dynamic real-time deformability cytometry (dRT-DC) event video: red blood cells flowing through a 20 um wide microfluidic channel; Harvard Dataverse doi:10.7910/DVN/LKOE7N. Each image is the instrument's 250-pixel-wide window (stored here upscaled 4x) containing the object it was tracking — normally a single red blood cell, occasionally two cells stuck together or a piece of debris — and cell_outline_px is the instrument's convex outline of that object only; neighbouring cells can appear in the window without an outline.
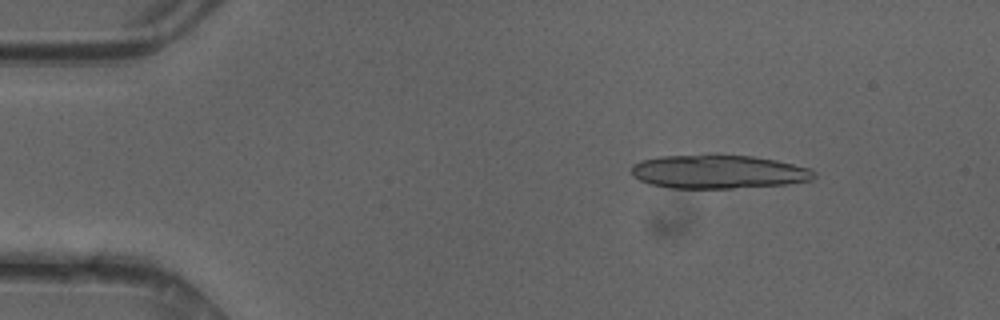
{"species": "common noctule bat (a hibernating species)", "species_latin": "Nyctalus noctula", "temperature_condition": "cold", "stored_images_in_passage": 43, "camera_frame_rate_fps": 3000, "um_per_image_px": 0.085, "animal": {"sex": "female"}, "frame": {"image": 1, "passage_image": 1, "time_ms": 0.0, "image_size_px": [1000, 320], "cell_outline_px": [[816, 176], [812, 180], [784, 184], [732, 188], [672, 188], [648, 184], [632, 176], [632, 164], [640, 160], [660, 156], [716, 152], [752, 156], [776, 160], [812, 168], [816, 172]], "centroid_in_image_um": [61.04, 14.56], "position_along_channel_um": 24.0, "area_um2": 36.88}}
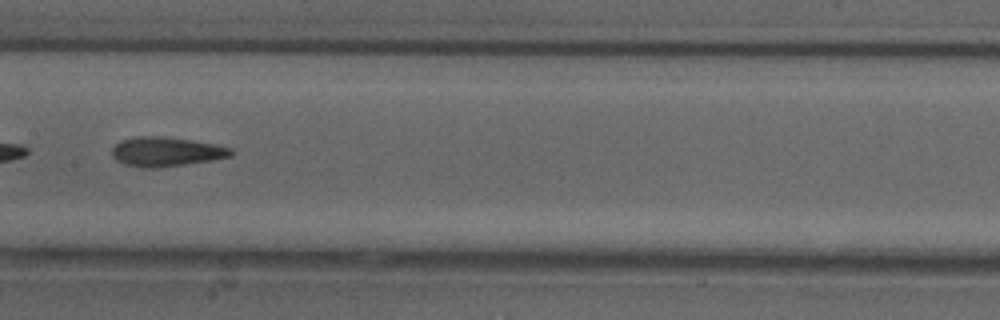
{"frame": {"image": 2, "passage_image": 19, "time_ms": 6.0, "image_size_px": [1000, 320], "cell_outline_px": [[236, 152], [232, 156], [212, 160], [160, 168], [140, 168], [124, 164], [116, 160], [112, 156], [112, 148], [120, 140], [136, 136], [164, 136], [216, 144], [232, 148]], "centroid_in_image_um": [14.13, 12.9], "position_along_channel_um": 193.3, "area_um2": 20.69}}
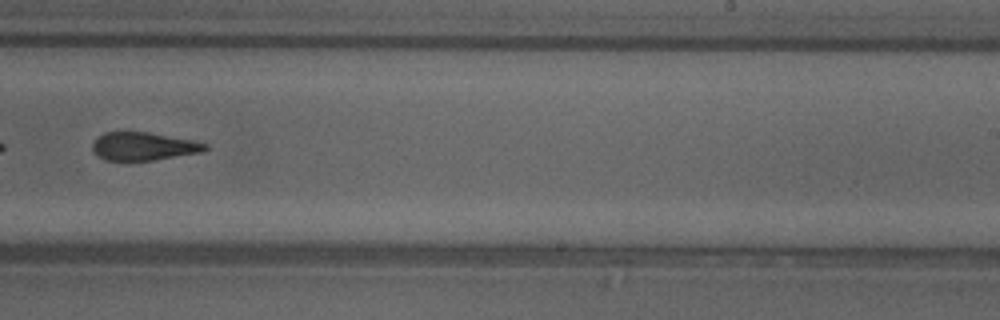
{"frame": {"image": 3, "passage_image": 25, "time_ms": 8.0, "image_size_px": [1000, 320], "cell_outline_px": [[208, 148], [200, 152], [152, 160], [104, 160], [92, 148], [92, 144], [104, 132], [148, 132], [196, 140], [208, 144]], "centroid_in_image_um": [12.24, 12.42], "position_along_channel_um": 276.8, "area_um2": 18.21}, "authors_computed_cell_mechanics": {"area_um2": 19.8832, "velocity_mm_per_s": 4.2043, "shape_relaxation_time_tau1_ms": 7.7465, "shape_relaxation_time_tau2_ms": 2.5249, "deformation_change_tau1": 0.2001, "deformation_change_tau2": 0.1282}}